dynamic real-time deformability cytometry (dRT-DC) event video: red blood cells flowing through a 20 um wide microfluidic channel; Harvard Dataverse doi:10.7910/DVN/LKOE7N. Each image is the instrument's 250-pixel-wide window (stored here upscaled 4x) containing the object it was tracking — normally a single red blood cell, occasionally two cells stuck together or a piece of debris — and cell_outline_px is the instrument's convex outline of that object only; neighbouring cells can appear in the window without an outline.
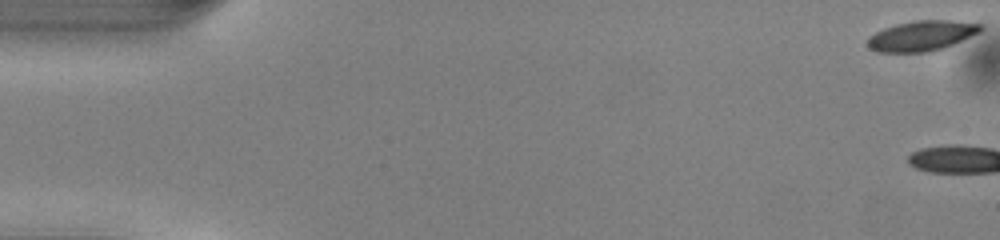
{"species": "common noctule bat (a hibernating species)", "species_latin": "Nyctalus noctula", "temperature_condition": "warm", "stored_images_in_passage": 3, "camera_frame_rate_fps": 3000, "um_per_image_px": 0.085, "animal": {"sex": "male", "body_mass_g": 13.0, "forearm_length_mm": 53.1}, "frame": {"image": 1, "passage_image": 1, "time_ms": 0.0, "image_size_px": [1000, 240], "cell_outline_px": [[984, 28], [980, 32], [944, 48], [924, 52], [876, 52], [868, 48], [868, 36], [884, 28], [896, 24], [916, 20], [948, 20], [980, 24]], "centroid_in_image_um": [78.32, 3.04], "position_along_channel_um": 6.7, "area_um2": 19.83}}